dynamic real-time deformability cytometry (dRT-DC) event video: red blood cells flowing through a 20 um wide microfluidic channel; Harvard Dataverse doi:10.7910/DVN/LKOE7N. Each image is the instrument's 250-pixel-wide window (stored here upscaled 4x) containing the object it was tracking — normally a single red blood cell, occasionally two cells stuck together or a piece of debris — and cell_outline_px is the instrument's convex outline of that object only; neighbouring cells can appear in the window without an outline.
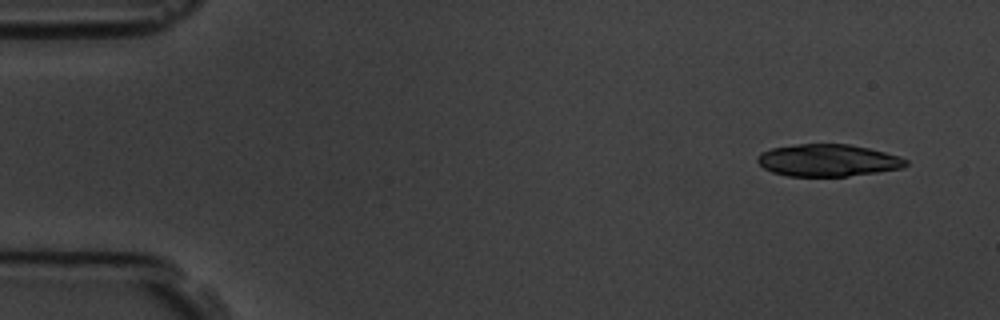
{"species": "common noctule bat (a hibernating species)", "species_latin": "Nyctalus noctula", "temperature_condition": "room temperature", "stored_images_in_passage": 5, "camera_frame_rate_fps": 3000, "um_per_image_px": 0.085, "animal": {"sex": "male", "body_mass_g": 19.5, "forearm_length_mm": 54.6}, "frame": {"image": 1, "passage_image": 1, "time_ms": 0.0, "image_size_px": [1000, 320], "cell_outline_px": [[908, 164], [904, 168], [848, 176], [788, 176], [772, 172], [764, 168], [756, 160], [756, 156], [760, 152], [772, 148], [796, 144], [848, 144], [868, 148], [900, 156], [908, 160]], "centroid_in_image_um": [70.36, 13.63], "position_along_channel_um": 14.6, "area_um2": 27.86}}